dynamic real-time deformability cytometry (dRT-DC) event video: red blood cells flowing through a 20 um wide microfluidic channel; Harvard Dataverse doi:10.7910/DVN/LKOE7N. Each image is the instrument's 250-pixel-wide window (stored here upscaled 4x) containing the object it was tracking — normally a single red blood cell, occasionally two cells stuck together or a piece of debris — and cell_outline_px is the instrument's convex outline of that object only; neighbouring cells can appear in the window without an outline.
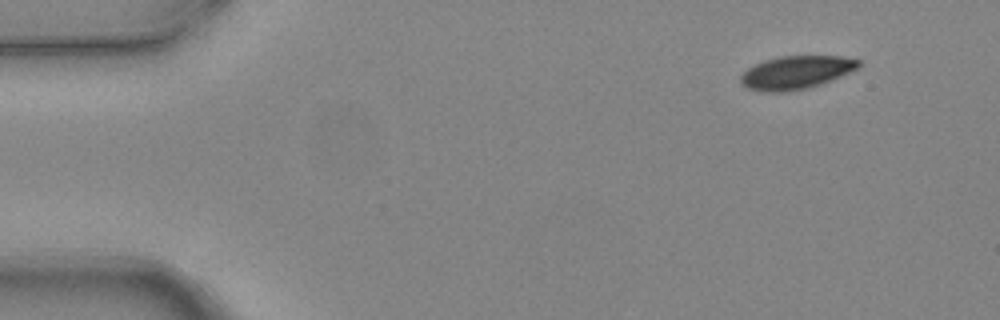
{"species": "common noctule bat (a hibernating species)", "species_latin": "Nyctalus noctula", "temperature_condition": "warm", "stored_images_in_passage": 4, "camera_frame_rate_fps": 3000, "um_per_image_px": 0.085, "animal": {"sex": "female", "body_mass_g": 24.6, "forearm_length_mm": 56.2}, "frame": {"image": 1, "passage_image": 1, "time_ms": 0.0, "image_size_px": [1000, 320], "cell_outline_px": [[860, 68], [832, 80], [808, 88], [788, 92], [764, 92], [748, 88], [740, 84], [740, 76], [748, 68], [764, 60], [780, 56], [840, 56], [860, 60]], "centroid_in_image_um": [67.67, 6.16], "position_along_channel_um": 17.3, "area_um2": 22.95}}
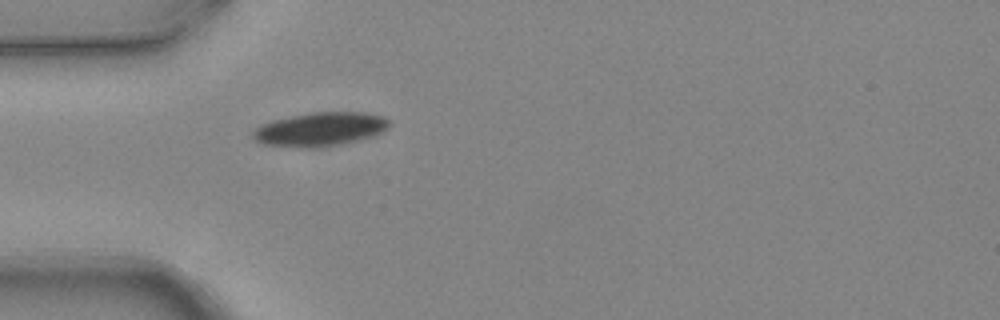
{"frame": {"image": 2, "passage_image": 4, "time_ms": 1.0, "image_size_px": [1000, 320], "cell_outline_px": [[392, 124], [388, 128], [380, 132], [356, 140], [336, 144], [304, 148], [264, 144], [256, 140], [252, 136], [252, 132], [260, 124], [272, 120], [312, 112], [364, 112], [384, 116], [392, 120]], "centroid_in_image_um": [27.21, 10.96], "position_along_channel_um": 57.8, "area_um2": 26.53}}